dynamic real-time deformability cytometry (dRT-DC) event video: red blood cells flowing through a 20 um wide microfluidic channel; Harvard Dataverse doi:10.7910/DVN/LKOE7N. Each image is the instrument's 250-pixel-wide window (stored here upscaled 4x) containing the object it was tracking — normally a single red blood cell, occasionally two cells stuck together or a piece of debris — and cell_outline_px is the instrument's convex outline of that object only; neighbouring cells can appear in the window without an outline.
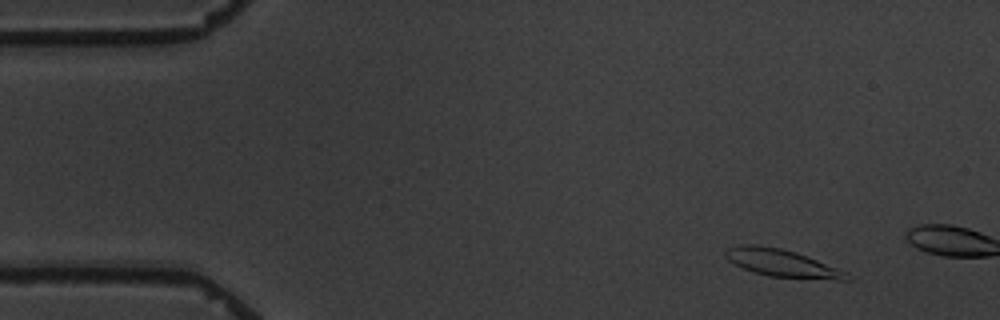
{"species": "common noctule bat (a hibernating species)", "species_latin": "Nyctalus noctula", "temperature_condition": "warm", "stored_images_in_passage": 3, "camera_frame_rate_fps": 3000, "um_per_image_px": 0.085, "animal": {"sex": "male", "body_mass_g": 19.5, "forearm_length_mm": 54.6}, "frame": {"image": 1, "passage_image": 1, "time_ms": 0.0, "image_size_px": [1000, 320], "cell_outline_px": [[852, 280], [836, 280], [768, 276], [752, 272], [728, 260], [724, 256], [724, 248], [744, 244], [756, 244], [780, 248], [796, 252], [848, 272]], "centroid_in_image_um": [66.45, 22.36], "position_along_channel_um": 18.5, "area_um2": 19.54}}